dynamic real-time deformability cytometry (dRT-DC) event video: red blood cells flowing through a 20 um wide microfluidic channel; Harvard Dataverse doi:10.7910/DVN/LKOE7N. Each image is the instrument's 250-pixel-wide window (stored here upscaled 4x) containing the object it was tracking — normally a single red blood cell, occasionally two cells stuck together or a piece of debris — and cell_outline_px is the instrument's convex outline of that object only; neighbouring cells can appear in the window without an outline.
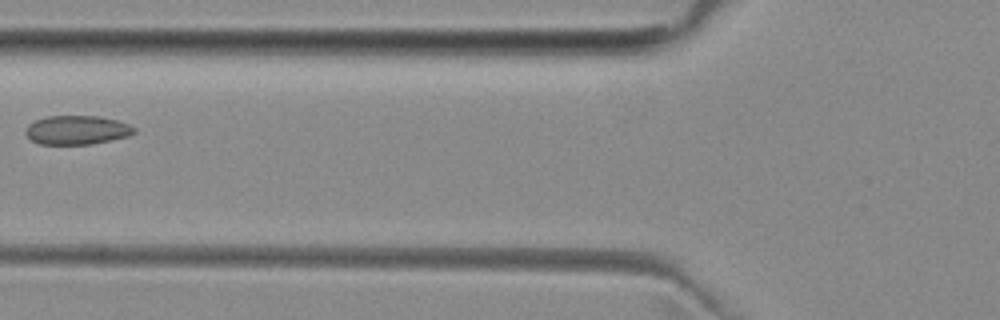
{"species": "common noctule bat (a hibernating species)", "species_latin": "Nyctalus noctula", "temperature_condition": "room temperature", "stored_images_in_passage": 5, "camera_frame_rate_fps": 3000, "um_per_image_px": 0.085, "animal": {"sex": "female", "body_mass_g": 29.2, "forearm_length_mm": 56.3}, "frame": {"image": 1, "passage_image": 4, "time_ms": 3.667, "image_size_px": [1000, 320], "cell_outline_px": [[136, 132], [128, 136], [92, 144], [40, 144], [32, 140], [24, 132], [28, 124], [36, 120], [48, 116], [96, 116], [116, 120], [128, 124], [136, 128]], "centroid_in_image_um": [6.54, 11.05], "position_along_channel_um": 119.3, "area_um2": 18.21}}
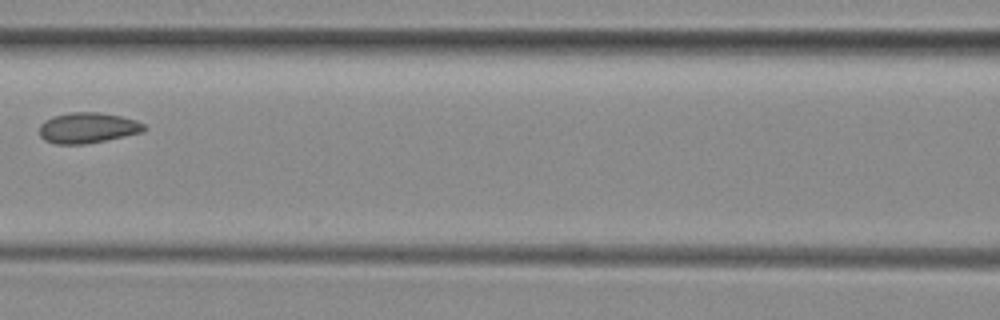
{"frame": {"image": 2, "passage_image": 5, "time_ms": 4.667, "image_size_px": [1000, 320], "cell_outline_px": [[148, 128], [144, 132], [84, 144], [56, 144], [44, 140], [40, 136], [40, 124], [44, 120], [52, 116], [68, 112], [100, 112], [120, 116], [136, 120], [144, 124]], "centroid_in_image_um": [7.45, 10.86], "position_along_channel_um": 159.2, "area_um2": 18.79}}